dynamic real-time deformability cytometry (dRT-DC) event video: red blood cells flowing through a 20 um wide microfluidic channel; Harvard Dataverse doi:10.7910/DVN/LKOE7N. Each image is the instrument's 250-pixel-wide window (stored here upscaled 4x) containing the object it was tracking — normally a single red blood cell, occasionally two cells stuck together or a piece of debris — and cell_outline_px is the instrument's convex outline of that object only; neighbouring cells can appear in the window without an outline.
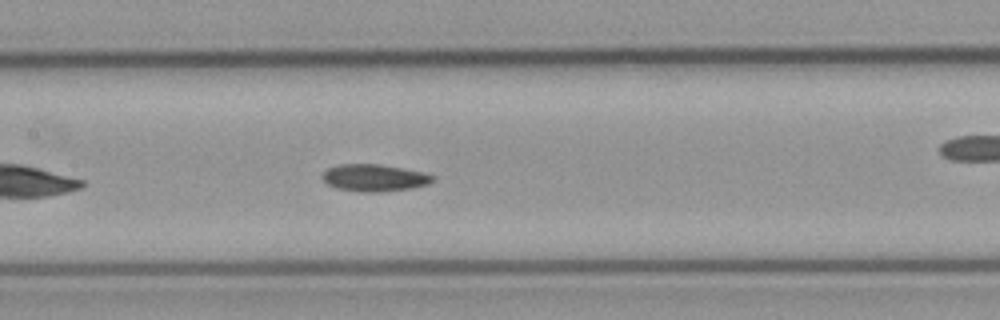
{"species": "common noctule bat (a hibernating species)", "species_latin": "Nyctalus noctula", "temperature_condition": "cold", "stored_images_in_passage": 43, "camera_frame_rate_fps": 3000, "um_per_image_px": 0.085, "animal": {"sex": "male", "body_mass_g": 23.1, "forearm_length_mm": 52.7}, "frame": {"image": 1, "passage_image": 13, "time_ms": 4.0, "image_size_px": [1000, 320], "cell_outline_px": [[436, 180], [428, 184], [412, 188], [380, 192], [360, 192], [336, 188], [328, 184], [320, 176], [328, 168], [340, 164], [380, 164], [424, 172], [436, 176]], "centroid_in_image_um": [31.85, 15.11], "position_along_channel_um": 175.6, "area_um2": 17.57}}
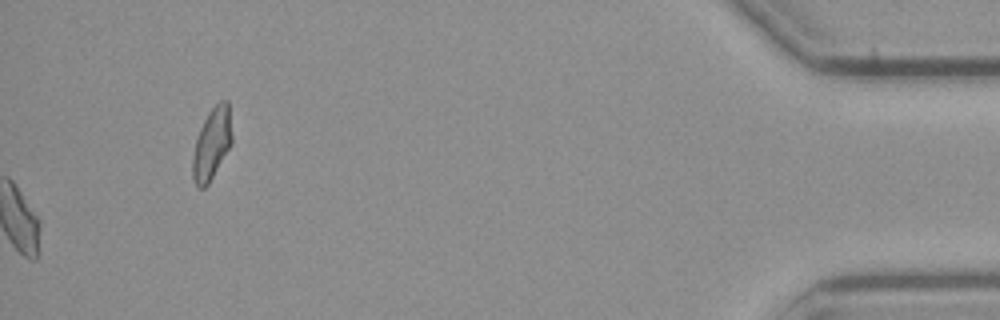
{"frame": {"image": 2, "passage_image": 43, "time_ms": 14.0, "image_size_px": [1000, 320], "cell_outline_px": [[232, 144], [208, 184], [204, 188], [196, 188], [192, 176], [192, 156], [196, 140], [200, 128], [208, 112], [220, 100], [228, 100], [232, 136]], "centroid_in_image_um": [18.0, 12.23], "position_along_channel_um": 417.2, "area_um2": 16.47}, "authors_computed_cell_mechanics": {"area_um2": 16.9354, "velocity_mm_per_s": 3.6608, "shape_relaxation_time_tau1_ms": null, "shape_relaxation_time_tau2_ms": 11.3757, "deformation_change_tau1": null, "deformation_change_tau2": 0.1502}}